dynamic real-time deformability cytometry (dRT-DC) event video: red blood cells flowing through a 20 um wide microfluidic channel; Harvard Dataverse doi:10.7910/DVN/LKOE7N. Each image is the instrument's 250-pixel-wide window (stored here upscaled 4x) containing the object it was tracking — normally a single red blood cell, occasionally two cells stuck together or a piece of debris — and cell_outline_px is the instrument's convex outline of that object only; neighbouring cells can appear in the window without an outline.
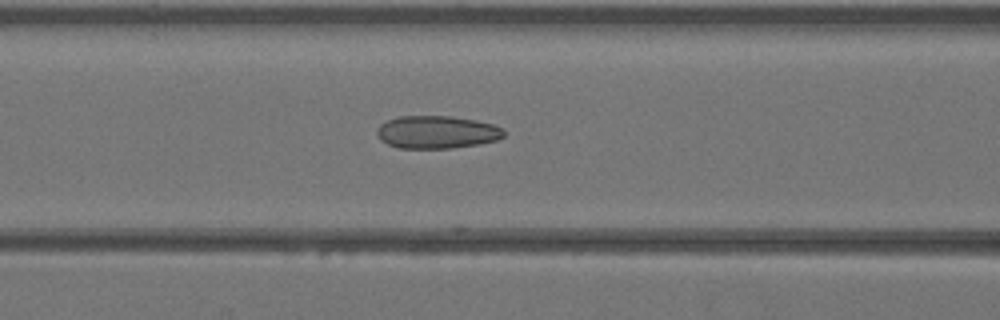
{"species": "Egyptian fruit bat (a non-hibernating species)", "species_latin": "Rousettus aegyptiacus", "temperature_condition": "warm", "stored_images_in_passage": 18, "camera_frame_rate_fps": 3000, "um_per_image_px": 0.085, "animal": {"sex": "female"}, "frame": {"image": 1, "passage_image": 17, "time_ms": 5.333, "image_size_px": [1000, 320], "cell_outline_px": [[504, 136], [496, 140], [480, 144], [452, 148], [400, 148], [388, 144], [380, 140], [376, 132], [380, 124], [388, 120], [400, 116], [452, 116], [476, 120], [492, 124], [504, 128]], "centroid_in_image_um": [37.14, 11.23], "position_along_channel_um": 129.5, "area_um2": 24.28}}